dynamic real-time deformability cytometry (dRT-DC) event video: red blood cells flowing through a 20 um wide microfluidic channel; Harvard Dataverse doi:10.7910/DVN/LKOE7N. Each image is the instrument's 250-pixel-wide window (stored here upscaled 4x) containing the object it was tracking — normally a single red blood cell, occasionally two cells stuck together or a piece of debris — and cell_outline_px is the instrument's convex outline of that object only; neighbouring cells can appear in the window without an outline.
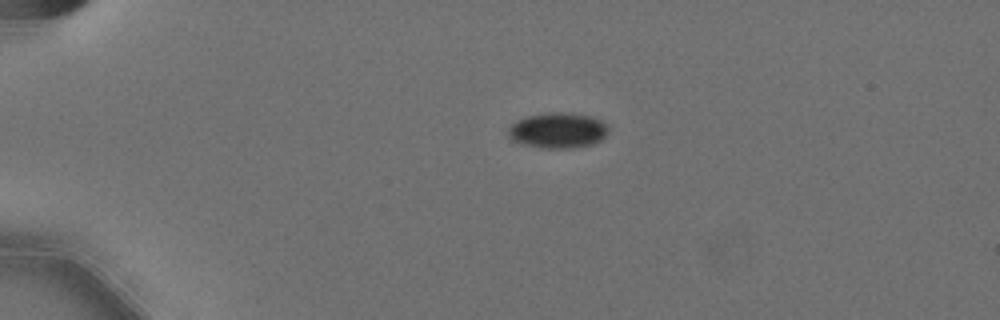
{"species": "Egyptian fruit bat (a non-hibernating species)", "species_latin": "Rousettus aegyptiacus", "temperature_condition": "cold", "stored_images_in_passage": 45, "camera_frame_rate_fps": 3000, "um_per_image_px": 0.085, "animal": {"sex": "female"}, "frame": {"image": 1, "passage_image": 1, "time_ms": 0.0, "image_size_px": [1000, 320], "cell_outline_px": [[608, 132], [600, 140], [592, 144], [572, 148], [540, 148], [520, 144], [512, 140], [508, 136], [508, 128], [512, 124], [528, 116], [588, 116], [600, 120], [608, 124]], "centroid_in_image_um": [47.41, 11.17], "position_along_channel_um": 37.6, "area_um2": 19.59}}
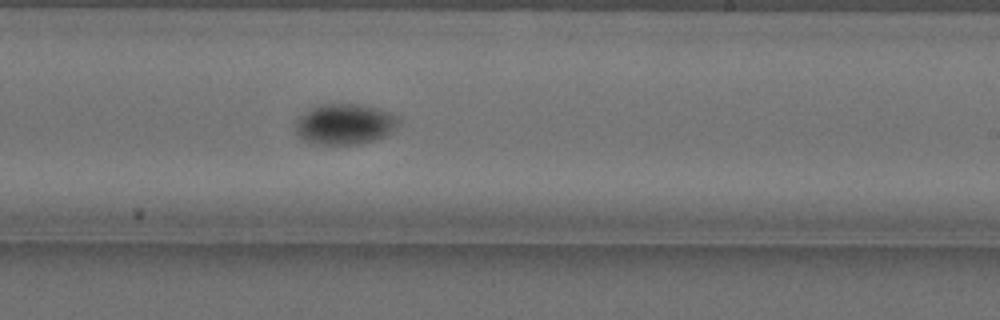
{"frame": {"image": 2, "passage_image": 24, "time_ms": 7.667, "image_size_px": [1000, 320], "cell_outline_px": [[400, 124], [396, 128], [384, 136], [360, 144], [308, 144], [296, 132], [296, 120], [300, 116], [312, 108], [320, 104], [360, 104], [376, 108], [388, 112], [396, 116], [400, 120]], "centroid_in_image_um": [29.3, 10.56], "position_along_channel_um": 259.7, "area_um2": 24.33}}
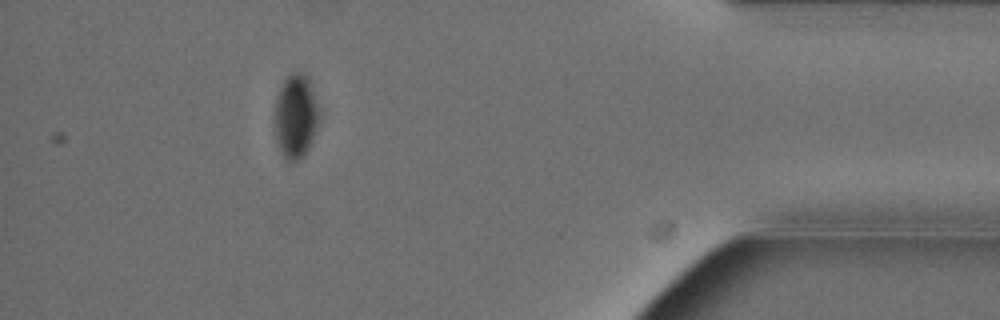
{"frame": {"image": 3, "passage_image": 40, "time_ms": 13.0, "image_size_px": [1000, 320], "cell_outline_px": [[320, 120], [316, 132], [304, 156], [292, 164], [280, 152], [276, 140], [276, 100], [280, 88], [284, 80], [292, 72], [304, 72], [308, 76], [312, 84], [320, 108]], "centroid_in_image_um": [25.19, 9.87], "position_along_channel_um": 410.0, "area_um2": 22.14}}